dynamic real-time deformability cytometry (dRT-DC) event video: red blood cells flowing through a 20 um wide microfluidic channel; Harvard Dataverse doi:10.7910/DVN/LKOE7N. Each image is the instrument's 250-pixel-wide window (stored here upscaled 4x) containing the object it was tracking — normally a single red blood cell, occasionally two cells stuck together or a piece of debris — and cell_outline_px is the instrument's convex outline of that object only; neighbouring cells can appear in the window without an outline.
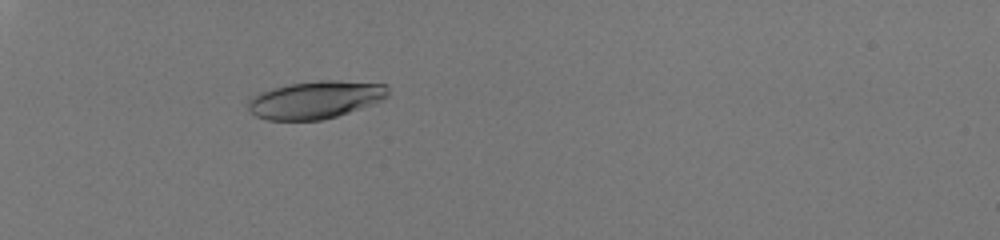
{"species": "human", "species_latin": "Homo sapiens", "temperature_condition": "room temperature", "stored_images_in_passage": 39, "camera_frame_rate_fps": 3000, "um_per_image_px": 0.085, "donor": {"sex": "male"}, "frame": {"image": 1, "passage_image": 5, "time_ms": 1.333, "image_size_px": [1000, 240], "cell_outline_px": [[388, 96], [384, 100], [336, 116], [320, 120], [268, 120], [256, 116], [248, 108], [248, 100], [260, 92], [272, 88], [288, 84], [320, 80], [336, 80], [388, 84]], "centroid_in_image_um": [26.83, 8.47], "position_along_channel_um": 58.2, "area_um2": 30.63}}
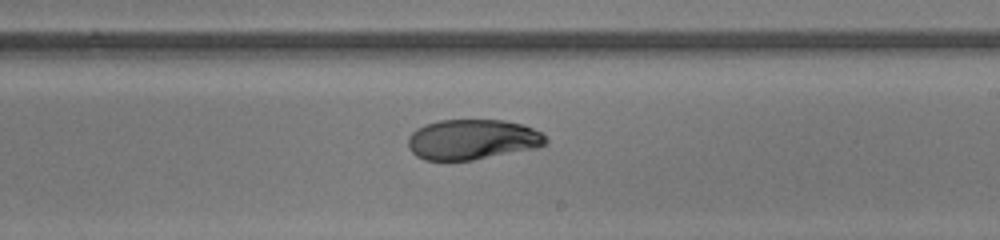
{"frame": {"image": 2, "passage_image": 22, "time_ms": 7.0, "image_size_px": [1000, 240], "cell_outline_px": [[548, 144], [540, 148], [472, 160], [424, 160], [416, 156], [408, 148], [408, 136], [416, 128], [424, 124], [440, 120], [504, 120], [524, 124], [544, 132], [548, 140]], "centroid_in_image_um": [40.21, 11.85], "position_along_channel_um": 248.8, "area_um2": 32.95}}
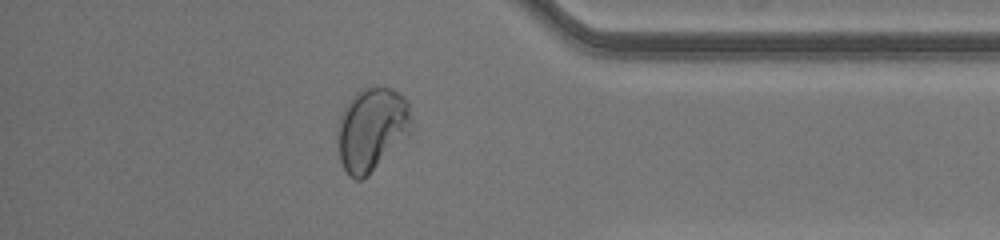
{"frame": {"image": 3, "passage_image": 34, "time_ms": 11.0, "image_size_px": [1000, 240], "cell_outline_px": [[416, 124], [412, 132], [368, 176], [360, 180], [356, 180], [348, 176], [340, 160], [336, 140], [336, 132], [340, 116], [344, 108], [352, 96], [360, 88], [392, 88], [400, 92], [408, 100]], "centroid_in_image_um": [31.64, 10.98], "position_along_channel_um": 403.6, "area_um2": 36.88}, "authors_computed_cell_mechanics": {"area_um2": 32.7726, "velocity_mm_per_s": 4.0943, "shape_relaxation_time_tau1_ms": 6.6471, "shape_relaxation_time_tau2_ms": 0.7771, "deformation_change_tau1": 0.2499, "deformation_change_tau2": 0.0358}}